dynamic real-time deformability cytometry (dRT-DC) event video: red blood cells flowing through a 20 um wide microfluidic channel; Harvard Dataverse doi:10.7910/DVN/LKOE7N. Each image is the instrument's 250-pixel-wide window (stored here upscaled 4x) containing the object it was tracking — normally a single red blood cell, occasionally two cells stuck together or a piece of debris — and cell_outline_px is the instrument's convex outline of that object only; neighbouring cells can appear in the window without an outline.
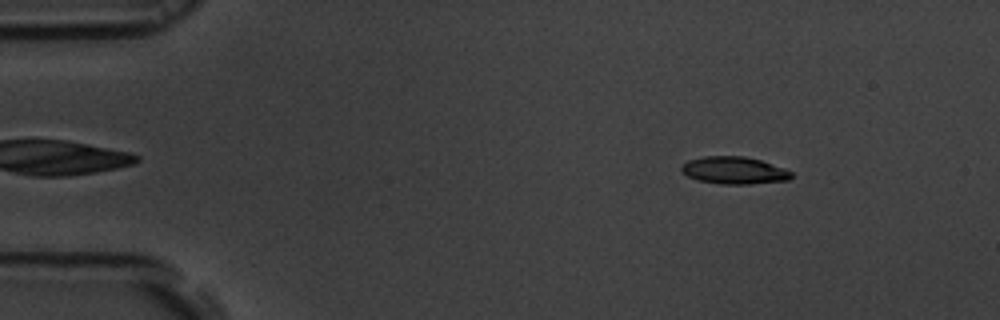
{"species": "common noctule bat (a hibernating species)", "species_latin": "Nyctalus noctula", "temperature_condition": "room temperature", "stored_images_in_passage": 55, "camera_frame_rate_fps": 3000, "um_per_image_px": 0.085, "animal": {"sex": "male", "body_mass_g": 19.5, "forearm_length_mm": 54.6}, "frame": {"image": 1, "passage_image": 7, "time_ms": 2.0, "image_size_px": [1000, 320], "cell_outline_px": [[792, 176], [788, 180], [748, 184], [720, 184], [700, 180], [688, 176], [680, 172], [680, 168], [688, 160], [704, 156], [744, 156], [760, 160], [784, 168], [792, 172]], "centroid_in_image_um": [62.38, 14.48], "position_along_channel_um": 22.6, "area_um2": 17.4}}
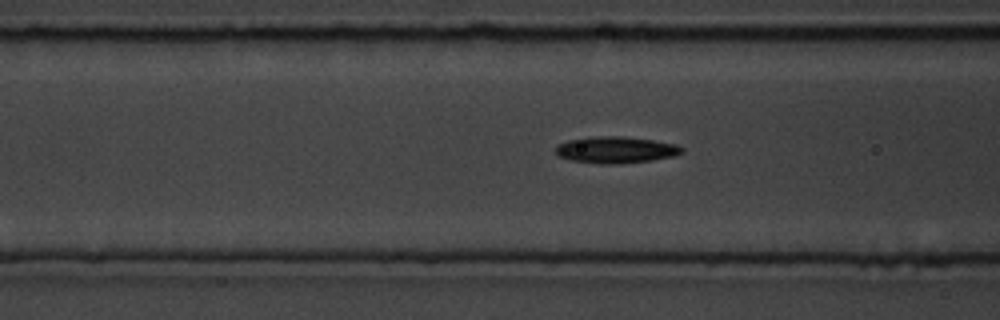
{"frame": {"image": 2, "passage_image": 21, "time_ms": 6.667, "image_size_px": [1000, 320], "cell_outline_px": [[684, 152], [672, 156], [652, 160], [620, 164], [600, 164], [572, 160], [556, 156], [556, 144], [568, 140], [600, 136], [624, 136], [652, 140], [676, 144], [684, 148]], "centroid_in_image_um": [52.33, 12.74], "position_along_channel_um": 114.3, "area_um2": 19.59}}
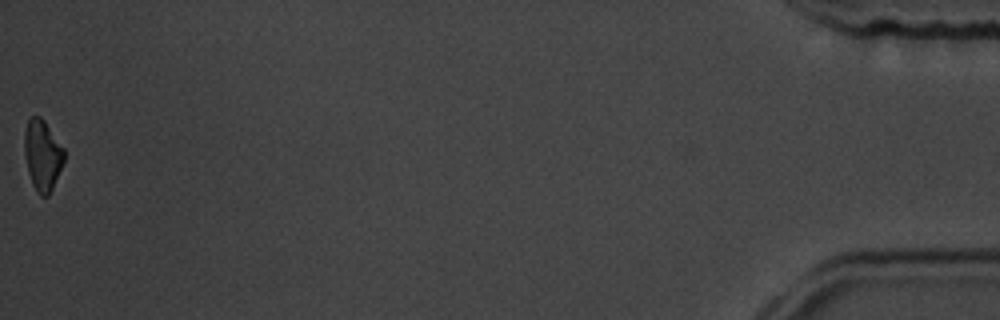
{"frame": {"image": 3, "passage_image": 55, "time_ms": 18.0, "image_size_px": [1000, 320], "cell_outline_px": [[64, 160], [52, 188], [48, 196], [40, 196], [36, 192], [32, 184], [28, 172], [24, 152], [24, 132], [28, 120], [32, 116], [40, 116], [44, 120], [64, 148]], "centroid_in_image_um": [3.59, 13.18], "position_along_channel_um": 431.6, "area_um2": 16.3}, "authors_computed_cell_mechanics": {"area_um2": 17.918, "velocity_mm_per_s": 3.6846, "shape_relaxation_time_tau1_ms": 2.5642, "shape_relaxation_time_tau2_ms": null, "deformation_change_tau1": 0.1194, "deformation_change_tau2": null}}